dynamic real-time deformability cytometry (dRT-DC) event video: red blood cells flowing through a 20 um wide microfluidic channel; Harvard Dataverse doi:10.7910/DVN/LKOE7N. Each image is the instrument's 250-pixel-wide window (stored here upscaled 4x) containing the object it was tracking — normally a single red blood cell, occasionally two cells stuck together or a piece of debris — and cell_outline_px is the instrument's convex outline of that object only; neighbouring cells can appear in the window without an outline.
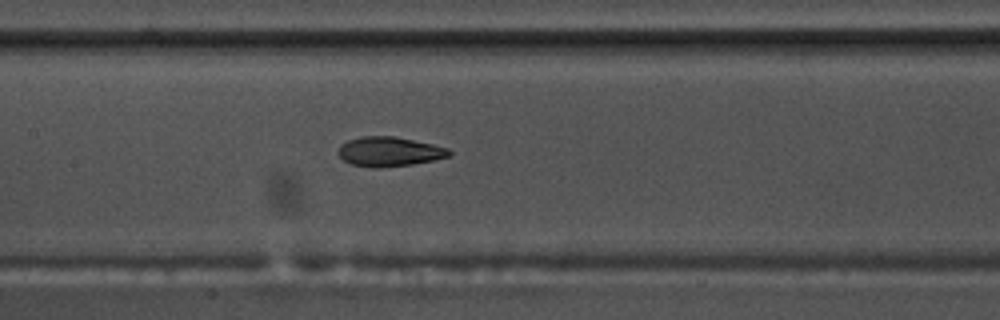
{"species": "common noctule bat (a hibernating species)", "species_latin": "Nyctalus noctula", "temperature_condition": "warm", "stored_images_in_passage": 55, "camera_frame_rate_fps": 3000, "um_per_image_px": 0.085, "animal": {"sex": "male", "body_mass_g": 17.5, "forearm_length_mm": 52.3}, "frame": {"image": 1, "passage_image": 27, "time_ms": 8.667, "image_size_px": [1000, 320], "cell_outline_px": [[452, 152], [448, 156], [432, 160], [412, 164], [380, 168], [372, 168], [352, 164], [344, 160], [336, 152], [340, 144], [348, 140], [364, 136], [396, 136], [432, 144], [448, 148]], "centroid_in_image_um": [33.05, 12.88], "position_along_channel_um": 174.3, "area_um2": 19.07}}
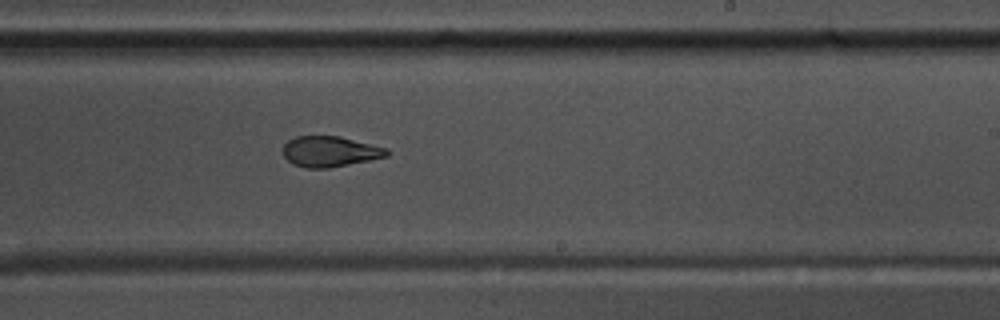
{"frame": {"image": 2, "passage_image": 34, "time_ms": 11.0, "image_size_px": [1000, 320], "cell_outline_px": [[388, 156], [328, 168], [308, 168], [292, 164], [284, 156], [284, 144], [288, 140], [296, 136], [340, 136], [388, 148]], "centroid_in_image_um": [28.04, 12.87], "position_along_channel_um": 261.0, "area_um2": 18.38}}
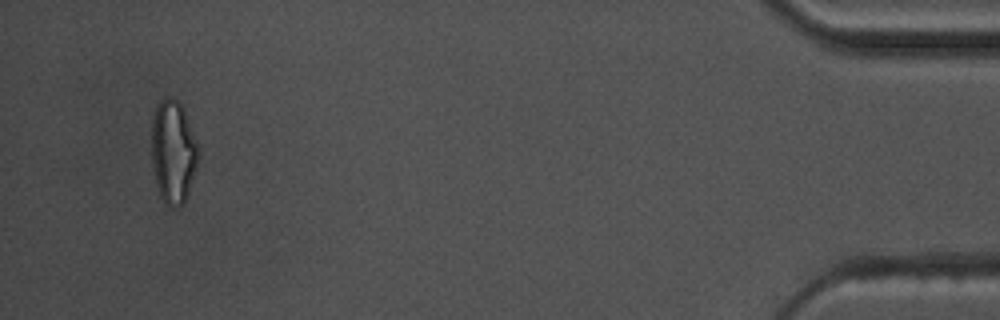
{"frame": {"image": 3, "passage_image": 53, "time_ms": 17.333, "image_size_px": [1000, 320], "cell_outline_px": [[196, 164], [188, 192], [184, 204], [176, 208], [172, 208], [164, 204], [160, 196], [156, 184], [152, 168], [152, 116], [156, 104], [164, 96], [172, 96], [180, 104], [184, 112], [196, 144]], "centroid_in_image_um": [14.65, 12.92], "position_along_channel_um": 420.5, "area_um2": 27.69}, "authors_computed_cell_mechanics": {"area_um2": 19.5942, "velocity_mm_per_s": 3.7262, "shape_relaxation_time_tau1_ms": null, "shape_relaxation_time_tau2_ms": 2.3868, "deformation_change_tau1": null, "deformation_change_tau2": 0.0974}}